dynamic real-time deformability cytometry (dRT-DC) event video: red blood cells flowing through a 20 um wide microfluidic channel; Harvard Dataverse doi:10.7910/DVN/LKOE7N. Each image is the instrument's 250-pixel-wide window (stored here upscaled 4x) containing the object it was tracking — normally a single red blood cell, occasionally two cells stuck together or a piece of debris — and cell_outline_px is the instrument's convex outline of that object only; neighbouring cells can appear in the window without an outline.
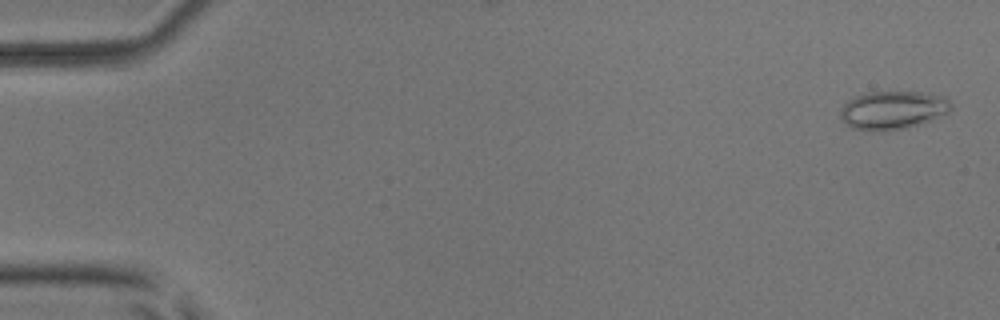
{"species": "common noctule bat (a hibernating species)", "species_latin": "Nyctalus noctula", "temperature_condition": "room temperature", "stored_images_in_passage": 8, "camera_frame_rate_fps": 3000, "um_per_image_px": 0.085, "animal": {"sex": "male", "body_mass_g": 17.9, "forearm_length_mm": 54.2}, "frame": {"image": 1, "passage_image": 2, "time_ms": 0.333, "image_size_px": [1000, 320], "cell_outline_px": [[952, 108], [948, 112], [928, 120], [904, 128], [880, 132], [852, 128], [840, 116], [840, 112], [844, 104], [848, 100], [864, 92], [920, 92], [944, 96], [952, 104]], "centroid_in_image_um": [75.87, 9.35], "position_along_channel_um": 9.1, "area_um2": 24.39}}